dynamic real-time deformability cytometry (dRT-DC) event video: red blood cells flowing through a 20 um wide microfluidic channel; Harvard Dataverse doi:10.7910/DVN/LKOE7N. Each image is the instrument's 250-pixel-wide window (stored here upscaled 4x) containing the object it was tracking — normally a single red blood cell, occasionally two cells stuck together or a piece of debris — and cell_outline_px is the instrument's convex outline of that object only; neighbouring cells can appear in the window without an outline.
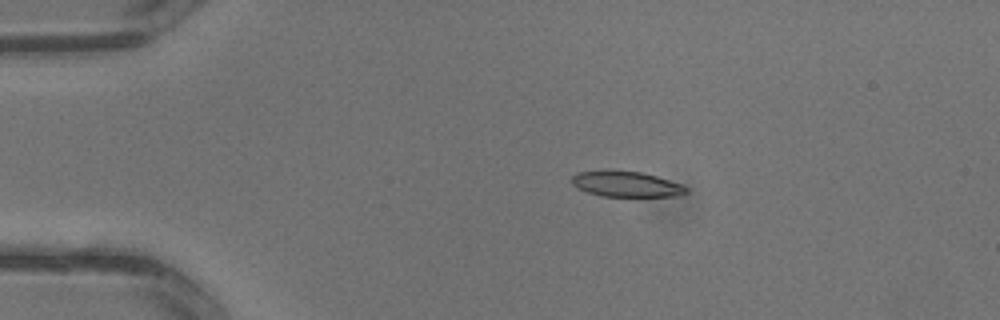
{"species": "common noctule bat (a hibernating species)", "species_latin": "Nyctalus noctula", "temperature_condition": "warm", "stored_images_in_passage": 2, "camera_frame_rate_fps": 3000, "um_per_image_px": 0.085, "animal": {"sex": "male", "body_mass_g": 13.3}, "frame": {"image": 1, "passage_image": 1, "time_ms": 0.0, "image_size_px": [1000, 320], "cell_outline_px": [[688, 192], [676, 196], [600, 196], [576, 188], [572, 184], [572, 176], [576, 172], [640, 172], [656, 176], [680, 184], [688, 188]], "centroid_in_image_um": [53.23, 15.68], "position_along_channel_um": 31.8, "area_um2": 16.47}}